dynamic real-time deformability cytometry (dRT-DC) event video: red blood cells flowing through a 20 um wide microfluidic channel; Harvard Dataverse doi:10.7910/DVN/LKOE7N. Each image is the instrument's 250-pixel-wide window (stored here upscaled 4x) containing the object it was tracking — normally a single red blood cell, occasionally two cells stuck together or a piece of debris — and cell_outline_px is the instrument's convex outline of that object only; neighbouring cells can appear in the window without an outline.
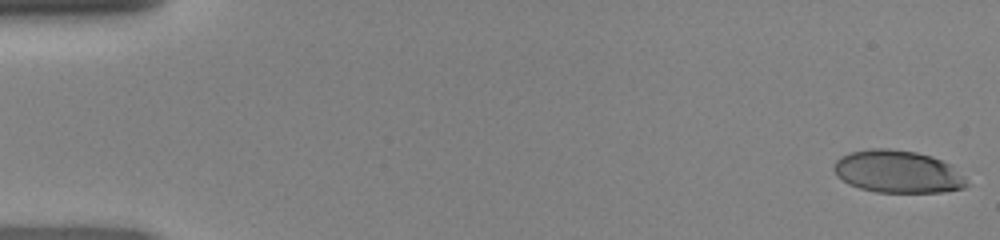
{"species": "human", "species_latin": "Homo sapiens", "temperature_condition": "room temperature", "stored_images_in_passage": 48, "camera_frame_rate_fps": 3000, "um_per_image_px": 0.085, "donor": {"sex": "female"}, "frame": {"image": 1, "passage_image": 1, "time_ms": 0.0, "image_size_px": [1000, 240], "cell_outline_px": [[968, 184], [964, 188], [944, 192], [876, 192], [860, 188], [848, 184], [836, 176], [832, 168], [836, 160], [840, 156], [852, 152], [872, 148], [888, 148], [916, 152], [932, 156], [952, 164], [964, 176]], "centroid_in_image_um": [76.31, 14.59], "position_along_channel_um": 8.7, "area_um2": 33.18}}
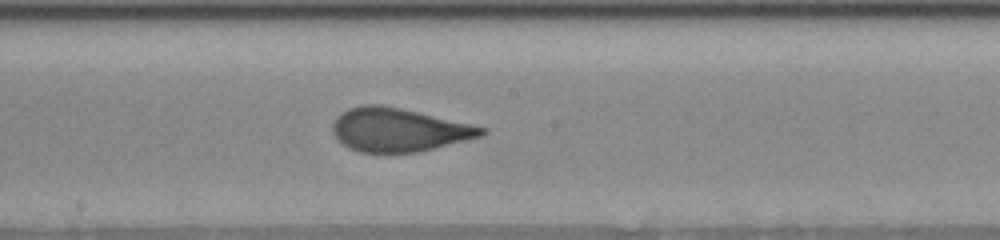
{"frame": {"image": 2, "passage_image": 26, "time_ms": 8.333, "image_size_px": [1000, 240], "cell_outline_px": [[488, 132], [484, 136], [420, 152], [360, 152], [348, 148], [332, 132], [332, 124], [336, 116], [340, 112], [348, 108], [360, 104], [380, 104], [400, 108], [472, 124], [488, 128]], "centroid_in_image_um": [33.91, 11.03], "position_along_channel_um": 214.3, "area_um2": 37.97}}
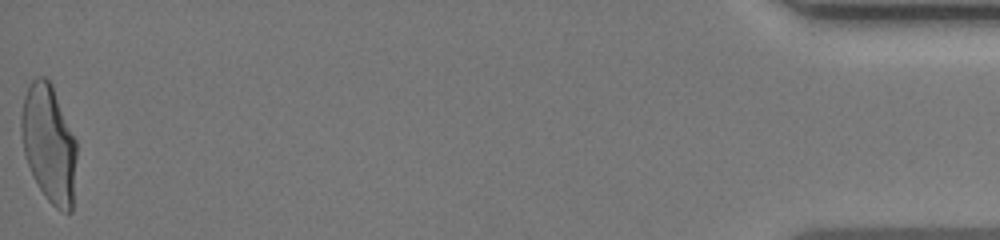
{"frame": {"image": 3, "passage_image": 48, "time_ms": 15.667, "image_size_px": [1000, 240], "cell_outline_px": [[76, 156], [72, 212], [60, 212], [44, 196], [28, 164], [24, 152], [20, 128], [20, 116], [24, 96], [32, 80], [36, 76], [44, 76], [52, 84], [76, 140]], "centroid_in_image_um": [4.16, 12.2], "position_along_channel_um": 431.0, "area_um2": 37.86}}